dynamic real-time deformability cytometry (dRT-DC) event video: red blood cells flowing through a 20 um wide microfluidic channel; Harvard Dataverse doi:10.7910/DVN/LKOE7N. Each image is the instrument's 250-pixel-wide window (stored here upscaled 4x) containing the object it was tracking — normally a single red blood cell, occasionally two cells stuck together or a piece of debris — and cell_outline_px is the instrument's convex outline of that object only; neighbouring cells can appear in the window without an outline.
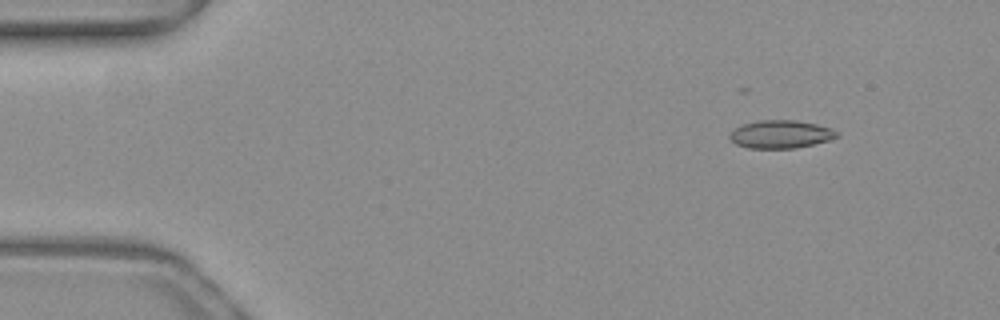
{"species": "common noctule bat (a hibernating species)", "species_latin": "Nyctalus noctula", "temperature_condition": "warm", "stored_images_in_passage": 47, "camera_frame_rate_fps": 3000, "um_per_image_px": 0.085, "animal": {"sex": "female", "body_mass_g": 19.3, "forearm_length_mm": 54.1}, "frame": {"image": 1, "passage_image": 1, "time_ms": 0.0, "image_size_px": [1000, 320], "cell_outline_px": [[840, 136], [828, 140], [796, 148], [748, 148], [736, 144], [728, 136], [736, 128], [744, 124], [756, 120], [796, 120], [816, 124], [832, 128], [840, 132]], "centroid_in_image_um": [66.39, 11.4], "position_along_channel_um": 18.6, "area_um2": 17.46}}
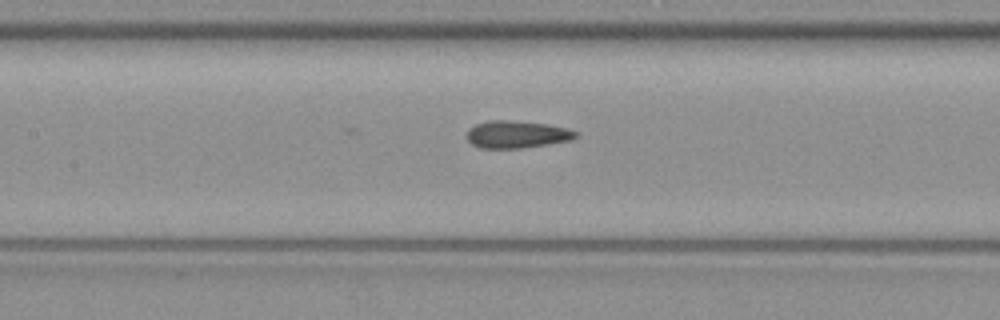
{"frame": {"image": 2, "passage_image": 19, "time_ms": 6.0, "image_size_px": [1000, 320], "cell_outline_px": [[576, 136], [572, 140], [548, 144], [520, 148], [480, 148], [472, 144], [468, 140], [468, 128], [476, 124], [488, 120], [508, 120], [548, 124], [568, 128], [576, 132]], "centroid_in_image_um": [43.92, 11.42], "position_along_channel_um": 163.5, "area_um2": 17.28}}
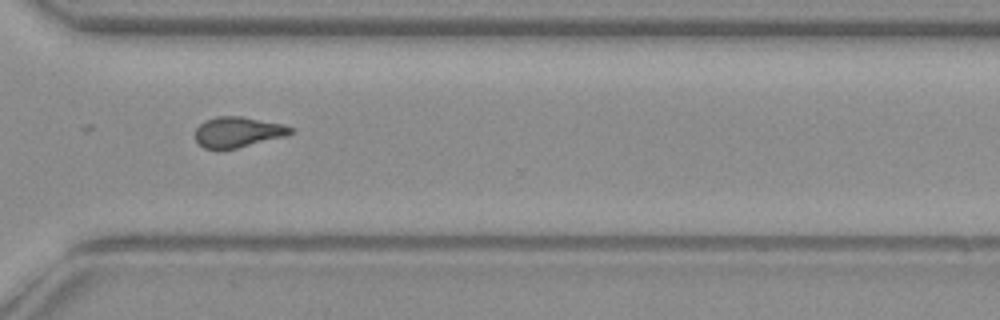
{"frame": {"image": 3, "passage_image": 33, "time_ms": 10.667, "image_size_px": [1000, 320], "cell_outline_px": [[292, 132], [284, 136], [236, 148], [204, 148], [196, 140], [196, 128], [204, 120], [216, 116], [244, 116], [284, 124], [292, 128]], "centroid_in_image_um": [20.21, 11.19], "position_along_channel_um": 350.4, "area_um2": 16.7}, "authors_computed_cell_mechanics": {"area_um2": 16.8198, "velocity_mm_per_s": 4.0207, "shape_relaxation_time_tau1_ms": null, "shape_relaxation_time_tau2_ms": 1.4512, "deformation_change_tau1": null, "deformation_change_tau2": 0.0822}}